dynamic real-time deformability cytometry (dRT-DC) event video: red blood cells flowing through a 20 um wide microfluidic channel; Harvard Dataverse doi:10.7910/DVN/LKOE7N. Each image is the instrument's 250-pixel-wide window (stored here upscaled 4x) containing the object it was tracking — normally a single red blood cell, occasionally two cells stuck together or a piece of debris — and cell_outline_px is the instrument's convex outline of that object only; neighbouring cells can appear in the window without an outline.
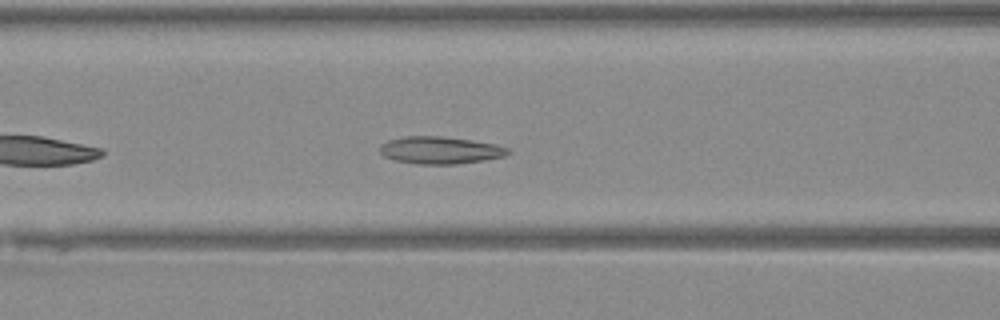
{"species": "Egyptian fruit bat (a non-hibernating species)", "species_latin": "Rousettus aegyptiacus", "temperature_condition": "warm", "stored_images_in_passage": 37, "camera_frame_rate_fps": 3000, "um_per_image_px": 0.085, "animal": {"sex": "female"}, "frame": {"image": 1, "passage_image": 8, "time_ms": 2.333, "image_size_px": [1000, 320], "cell_outline_px": [[512, 152], [504, 156], [484, 160], [456, 164], [416, 164], [396, 160], [384, 156], [380, 152], [380, 144], [388, 140], [404, 136], [440, 136], [472, 140], [496, 144], [508, 148]], "centroid_in_image_um": [37.42, 12.76], "position_along_channel_um": 129.2, "area_um2": 20.4}}
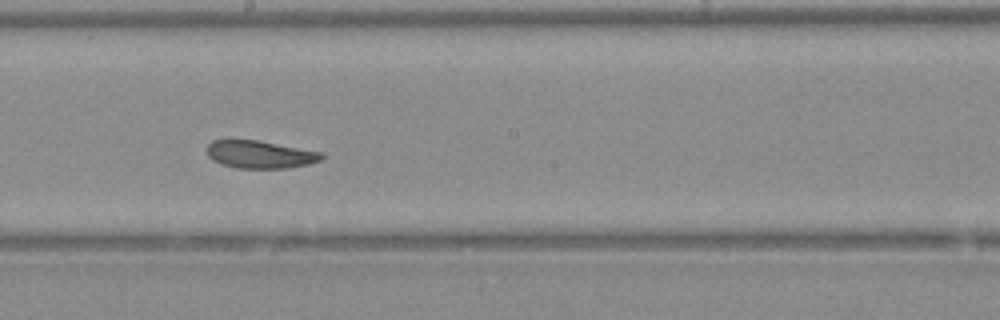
{"frame": {"image": 2, "passage_image": 15, "time_ms": 4.667, "image_size_px": [1000, 320], "cell_outline_px": [[324, 156], [320, 160], [308, 164], [288, 168], [236, 168], [224, 164], [208, 156], [208, 144], [212, 140], [256, 140], [324, 152]], "centroid_in_image_um": [22.15, 13.12], "position_along_channel_um": 226.0, "area_um2": 18.26}}
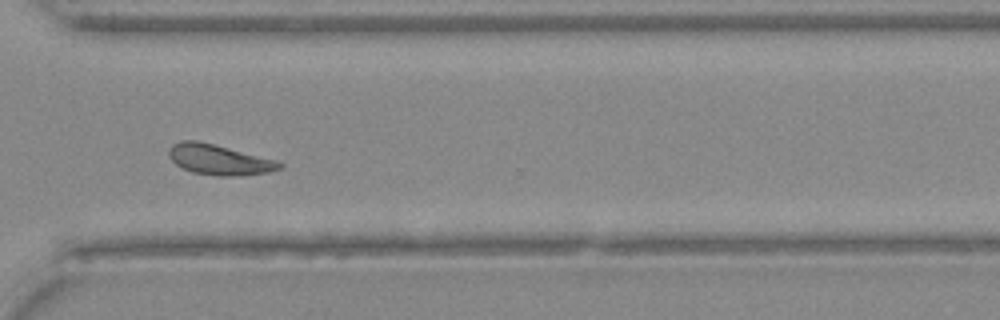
{"frame": {"image": 3, "passage_image": 24, "time_ms": 7.667, "image_size_px": [1000, 320], "cell_outline_px": [[284, 168], [268, 172], [240, 176], [216, 176], [192, 172], [176, 164], [168, 156], [168, 148], [172, 144], [180, 140], [196, 140], [212, 144], [272, 160], [284, 164]], "centroid_in_image_um": [18.56, 13.58], "position_along_channel_um": 352.0, "area_um2": 19.25}}